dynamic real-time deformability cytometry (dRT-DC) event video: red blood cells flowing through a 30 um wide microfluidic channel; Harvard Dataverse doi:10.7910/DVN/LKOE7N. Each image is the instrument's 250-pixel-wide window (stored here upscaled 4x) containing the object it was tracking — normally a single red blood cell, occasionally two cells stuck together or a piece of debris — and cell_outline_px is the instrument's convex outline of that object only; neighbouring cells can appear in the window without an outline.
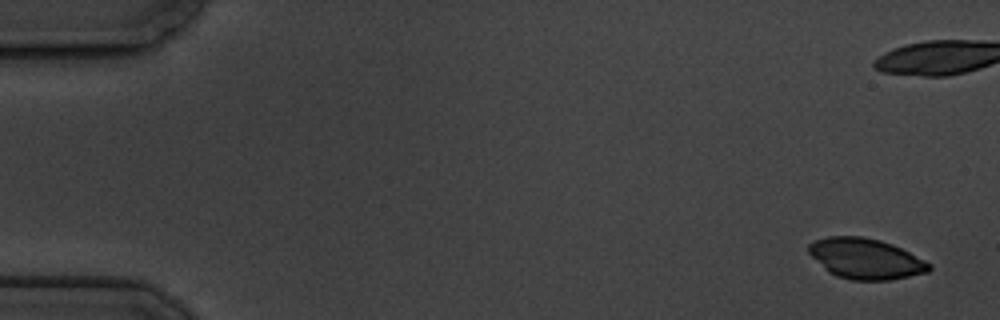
{"species": "common noctule bat (a hibernating species)", "species_latin": "Nyctalus noctula", "temperature_condition": "cold", "stored_images_in_passage": 8, "camera_frame_rate_fps": 3000, "um_per_image_px": 0.085, "animal": {"sex": "male", "body_mass_g": 19.5, "forearm_length_mm": 54.6}, "frame": {"image": 1, "passage_image": 1, "time_ms": 0.0, "image_size_px": [1000, 320], "cell_outline_px": [[932, 268], [928, 272], [888, 280], [852, 280], [836, 276], [828, 272], [808, 252], [808, 244], [816, 240], [828, 236], [864, 236], [880, 240], [892, 244], [932, 264]], "centroid_in_image_um": [73.57, 21.98], "position_along_channel_um": 11.4, "area_um2": 28.32}}